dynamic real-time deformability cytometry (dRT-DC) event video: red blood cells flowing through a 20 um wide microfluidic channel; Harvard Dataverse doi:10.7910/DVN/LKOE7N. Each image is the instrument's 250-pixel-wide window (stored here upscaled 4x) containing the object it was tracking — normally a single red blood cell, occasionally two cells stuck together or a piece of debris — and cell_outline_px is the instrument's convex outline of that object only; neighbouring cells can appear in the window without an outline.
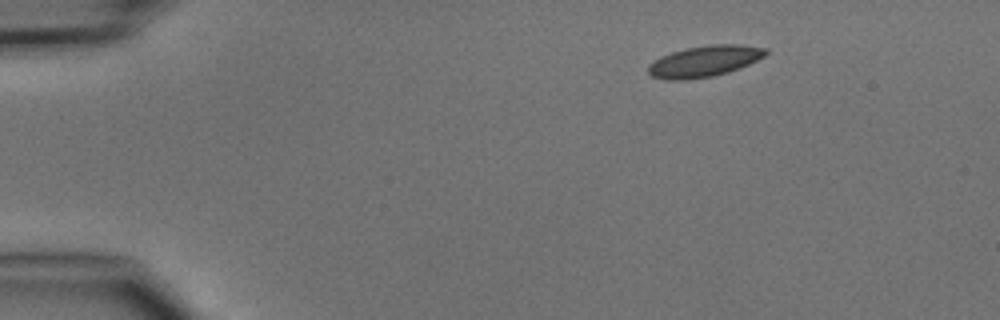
{"species": "common noctule bat (a hibernating species)", "species_latin": "Nyctalus noctula", "temperature_condition": "cold", "stored_images_in_passage": 3, "camera_frame_rate_fps": 3000, "um_per_image_px": 0.085, "animal": {"sex": "male", "body_mass_g": 15.6}, "frame": {"image": 1, "passage_image": 1, "time_ms": 0.0, "image_size_px": [1000, 320], "cell_outline_px": [[768, 52], [764, 56], [748, 64], [728, 72], [712, 76], [688, 80], [664, 80], [652, 76], [648, 72], [648, 64], [652, 60], [660, 56], [672, 52], [688, 48], [712, 44], [740, 44], [768, 48]], "centroid_in_image_um": [59.84, 5.21], "position_along_channel_um": 25.2, "area_um2": 21.39}}